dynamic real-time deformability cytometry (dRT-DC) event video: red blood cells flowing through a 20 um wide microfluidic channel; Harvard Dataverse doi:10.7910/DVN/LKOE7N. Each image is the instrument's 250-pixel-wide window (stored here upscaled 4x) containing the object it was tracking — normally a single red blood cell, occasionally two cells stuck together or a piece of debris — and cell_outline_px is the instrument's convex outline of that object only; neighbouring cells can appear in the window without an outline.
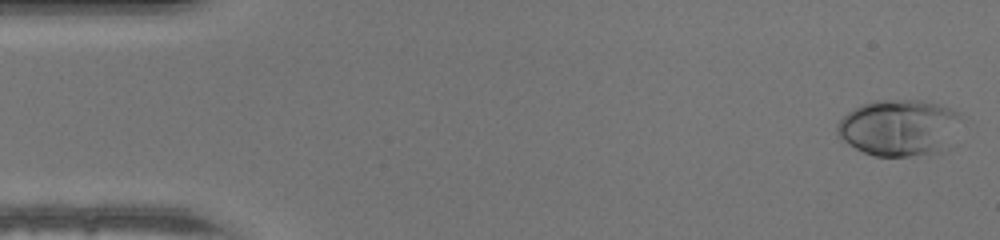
{"species": "human", "species_latin": "Homo sapiens", "temperature_condition": "warm", "stored_images_in_passage": 48, "camera_frame_rate_fps": 3000, "um_per_image_px": 0.085, "donor": {"sex": "male"}, "frame": {"image": 1, "passage_image": 1, "time_ms": 0.0, "image_size_px": [1000, 240], "cell_outline_px": [[964, 120], [940, 152], [908, 156], [876, 156], [864, 152], [848, 144], [836, 132], [836, 124], [848, 112], [864, 104], [876, 100], [920, 100], [940, 104], [960, 112]], "centroid_in_image_um": [76.45, 10.83], "position_along_channel_um": 8.6, "area_um2": 40.63}}
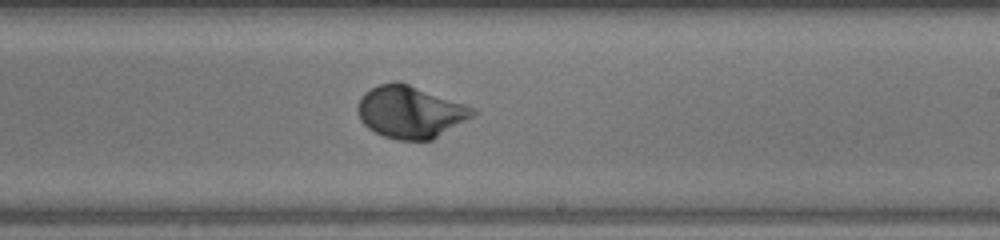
{"frame": {"image": 2, "passage_image": 28, "time_ms": 9.0, "image_size_px": [1000, 240], "cell_outline_px": [[480, 112], [432, 140], [396, 140], [384, 136], [368, 128], [360, 120], [356, 108], [364, 92], [380, 84], [396, 80], [408, 84], [476, 108]], "centroid_in_image_um": [34.88, 9.52], "position_along_channel_um": 254.1, "area_um2": 34.91}}
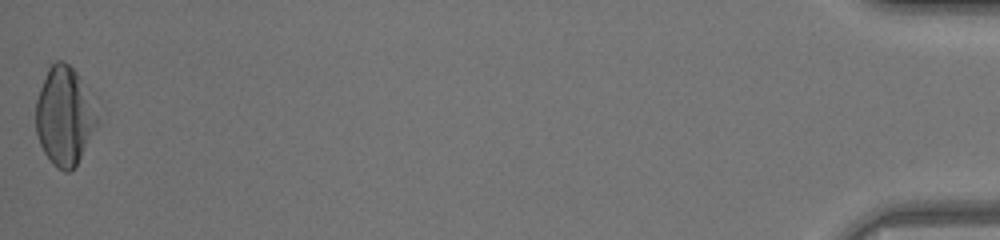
{"frame": {"image": 3, "passage_image": 48, "time_ms": 15.667, "image_size_px": [1000, 240], "cell_outline_px": [[96, 124], [76, 164], [68, 172], [64, 172], [56, 168], [52, 164], [44, 152], [40, 144], [36, 132], [36, 100], [40, 88], [48, 68], [56, 60], [64, 60], [76, 72], [80, 80], [96, 116]], "centroid_in_image_um": [5.39, 9.88], "position_along_channel_um": 429.8, "area_um2": 33.87}}